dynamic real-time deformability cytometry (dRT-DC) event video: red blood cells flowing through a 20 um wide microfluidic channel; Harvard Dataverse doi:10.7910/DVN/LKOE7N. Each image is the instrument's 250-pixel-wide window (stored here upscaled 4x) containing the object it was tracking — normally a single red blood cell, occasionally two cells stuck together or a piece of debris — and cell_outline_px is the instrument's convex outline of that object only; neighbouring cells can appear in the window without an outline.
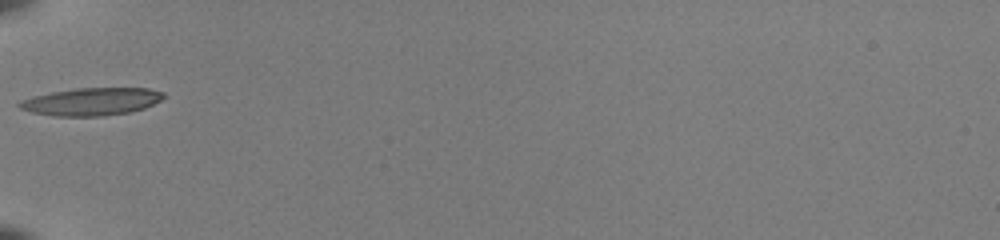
{"species": "common noctule bat (a hibernating species)", "species_latin": "Nyctalus noctula", "temperature_condition": "room temperature", "stored_images_in_passage": 33, "camera_frame_rate_fps": 3000, "um_per_image_px": 0.085, "animal": {"sex": "female", "body_mass_g": 22.0, "forearm_length_mm": 56.7}, "frame": {"image": 1, "passage_image": 1, "time_ms": 0.0, "image_size_px": [1000, 240], "cell_outline_px": [[164, 96], [160, 100], [144, 108], [128, 112], [100, 116], [52, 116], [32, 112], [20, 108], [16, 104], [20, 100], [32, 96], [52, 92], [76, 88], [148, 88], [164, 92]], "centroid_in_image_um": [7.73, 8.63], "position_along_channel_um": 77.3, "area_um2": 23.12}}
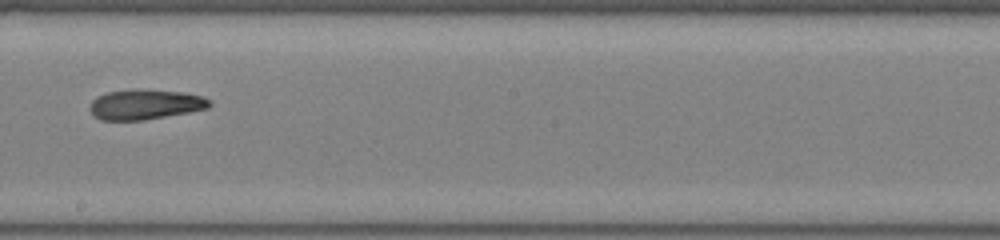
{"frame": {"image": 2, "passage_image": 13, "time_ms": 4.0, "image_size_px": [1000, 240], "cell_outline_px": [[212, 104], [208, 108], [188, 112], [144, 120], [100, 120], [92, 116], [88, 108], [92, 100], [96, 96], [108, 92], [184, 92], [204, 96], [212, 100]], "centroid_in_image_um": [12.34, 8.93], "position_along_channel_um": 235.9, "area_um2": 20.29}}
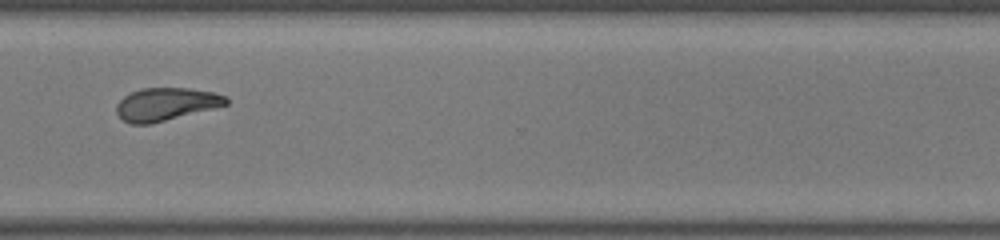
{"frame": {"image": 3, "passage_image": 22, "time_ms": 7.0, "image_size_px": [1000, 240], "cell_outline_px": [[228, 104], [152, 124], [132, 124], [124, 120], [116, 112], [116, 104], [124, 96], [140, 88], [188, 88], [212, 92], [228, 96]], "centroid_in_image_um": [14.1, 8.85], "position_along_channel_um": 356.5, "area_um2": 20.87}, "authors_computed_cell_mechanics": {"area_um2": 21.4438, "velocity_mm_per_s": 4.0079, "shape_relaxation_time_tau1_ms": null, "shape_relaxation_time_tau2_ms": 3.7244, "deformation_change_tau1": null, "deformation_change_tau2": 0.1112}}